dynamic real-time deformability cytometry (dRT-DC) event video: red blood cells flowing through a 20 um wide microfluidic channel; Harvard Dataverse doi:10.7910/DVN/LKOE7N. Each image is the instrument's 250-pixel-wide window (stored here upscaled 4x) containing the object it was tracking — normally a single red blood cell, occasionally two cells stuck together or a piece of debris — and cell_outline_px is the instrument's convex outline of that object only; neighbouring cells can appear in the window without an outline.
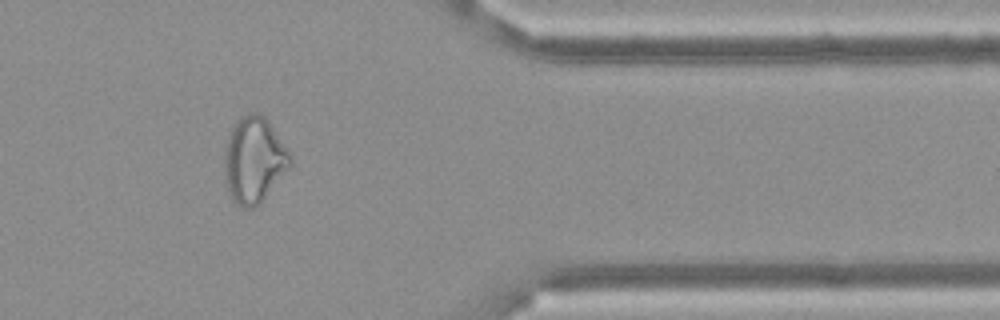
{"species": "Egyptian fruit bat (a non-hibernating species)", "species_latin": "Rousettus aegyptiacus", "temperature_condition": "cold", "stored_images_in_passage": 38, "camera_frame_rate_fps": 3000, "um_per_image_px": 0.085, "frame": {"image": 1, "passage_image": 33, "time_ms": 10.667, "image_size_px": [1000, 320], "cell_outline_px": [[292, 164], [264, 196], [252, 208], [244, 208], [232, 200], [228, 192], [224, 176], [224, 148], [228, 132], [236, 120], [240, 116], [248, 112], [260, 112], [268, 120], [288, 148], [292, 156]], "centroid_in_image_um": [21.56, 13.52], "position_along_channel_um": 389.8, "area_um2": 33.12}, "authors_computed_cell_mechanics": {"area_um2": 28.7844, "velocity_mm_per_s": 3.5109, "shape_relaxation_time_tau1_ms": null, "shape_relaxation_time_tau2_ms": 3.106, "deformation_change_tau1": null, "deformation_change_tau2": 0.1294}}